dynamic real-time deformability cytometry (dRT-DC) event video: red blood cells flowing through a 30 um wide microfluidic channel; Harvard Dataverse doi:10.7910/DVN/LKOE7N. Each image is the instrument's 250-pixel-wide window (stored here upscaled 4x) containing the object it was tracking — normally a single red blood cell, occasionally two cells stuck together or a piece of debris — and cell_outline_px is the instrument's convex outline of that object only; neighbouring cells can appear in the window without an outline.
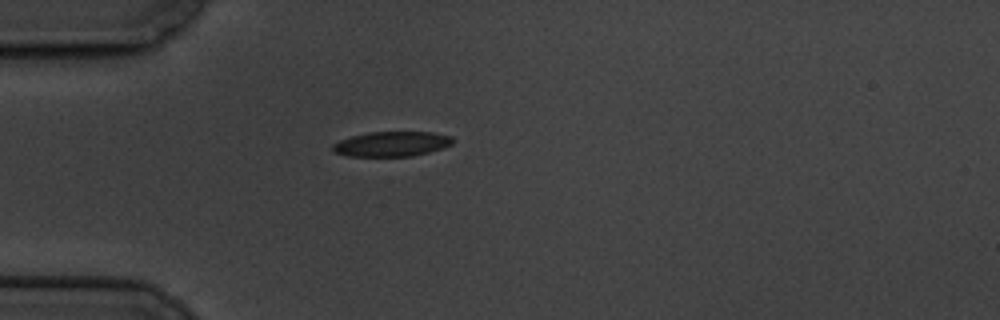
{"species": "common noctule bat (a hibernating species)", "species_latin": "Nyctalus noctula", "temperature_condition": "cold", "stored_images_in_passage": 9, "camera_frame_rate_fps": 3000, "um_per_image_px": 0.085, "animal": {"sex": "male", "body_mass_g": 19.5, "forearm_length_mm": 54.6}, "frame": {"image": 1, "passage_image": 1, "time_ms": 0.0, "image_size_px": [1000, 320], "cell_outline_px": [[456, 140], [452, 144], [444, 148], [412, 156], [348, 156], [336, 152], [332, 148], [332, 144], [340, 140], [352, 136], [368, 132], [432, 132], [452, 136]], "centroid_in_image_um": [33.34, 12.23], "position_along_channel_um": 51.7, "area_um2": 17.46}}
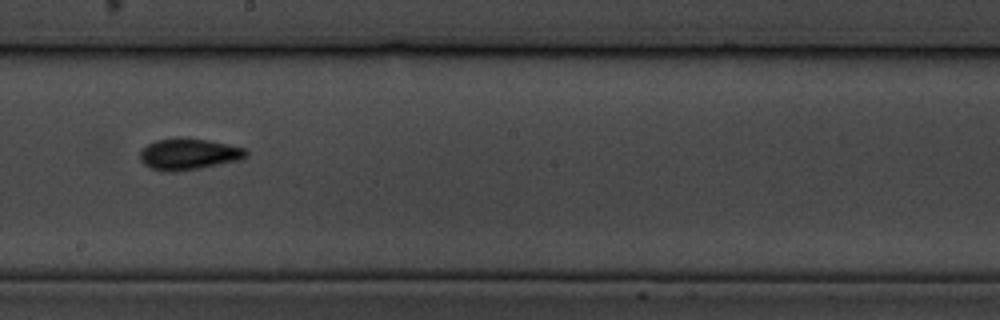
{"frame": {"image": 2, "passage_image": 6, "time_ms": 5.667, "image_size_px": [1000, 320], "cell_outline_px": [[248, 156], [240, 160], [200, 168], [176, 172], [168, 172], [152, 168], [144, 164], [140, 160], [140, 152], [148, 144], [156, 140], [208, 140], [228, 144], [244, 148], [248, 152]], "centroid_in_image_um": [16.07, 13.14], "position_along_channel_um": 232.1, "area_um2": 18.79}}
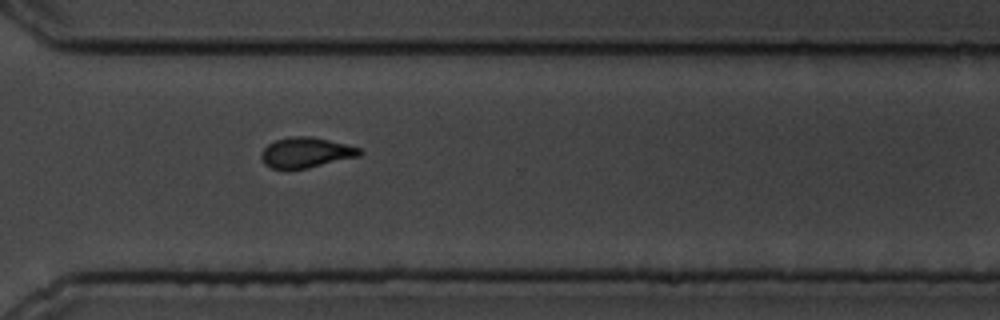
{"frame": {"image": 3, "passage_image": 9, "time_ms": 9.0, "image_size_px": [1000, 320], "cell_outline_px": [[364, 152], [360, 156], [308, 168], [272, 168], [264, 164], [260, 156], [260, 152], [268, 144], [276, 140], [292, 136], [312, 136], [360, 148]], "centroid_in_image_um": [26.01, 12.96], "position_along_channel_um": 344.6, "area_um2": 17.28}}